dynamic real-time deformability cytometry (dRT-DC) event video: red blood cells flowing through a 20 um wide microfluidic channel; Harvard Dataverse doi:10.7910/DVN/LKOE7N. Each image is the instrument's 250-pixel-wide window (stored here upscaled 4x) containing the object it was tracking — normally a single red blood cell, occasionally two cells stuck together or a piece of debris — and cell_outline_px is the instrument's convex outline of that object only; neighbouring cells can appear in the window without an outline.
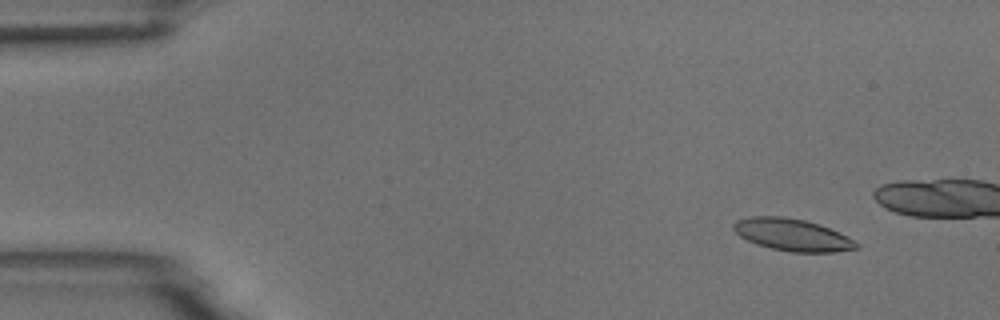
{"species": "common noctule bat (a hibernating species)", "species_latin": "Nyctalus noctula", "temperature_condition": "room temperature", "stored_images_in_passage": 17, "camera_frame_rate_fps": 3000, "um_per_image_px": 0.085, "animal": {"sex": "male", "body_mass_g": 18.8}, "frame": {"image": 1, "passage_image": 6, "time_ms": 1.667, "image_size_px": [1000, 320], "cell_outline_px": [[860, 248], [836, 252], [792, 252], [772, 248], [756, 244], [740, 236], [732, 228], [732, 224], [736, 220], [752, 216], [780, 216], [804, 220], [820, 224], [840, 232], [848, 236], [860, 244]], "centroid_in_image_um": [67.39, 19.96], "position_along_channel_um": 17.6, "area_um2": 23.12}}